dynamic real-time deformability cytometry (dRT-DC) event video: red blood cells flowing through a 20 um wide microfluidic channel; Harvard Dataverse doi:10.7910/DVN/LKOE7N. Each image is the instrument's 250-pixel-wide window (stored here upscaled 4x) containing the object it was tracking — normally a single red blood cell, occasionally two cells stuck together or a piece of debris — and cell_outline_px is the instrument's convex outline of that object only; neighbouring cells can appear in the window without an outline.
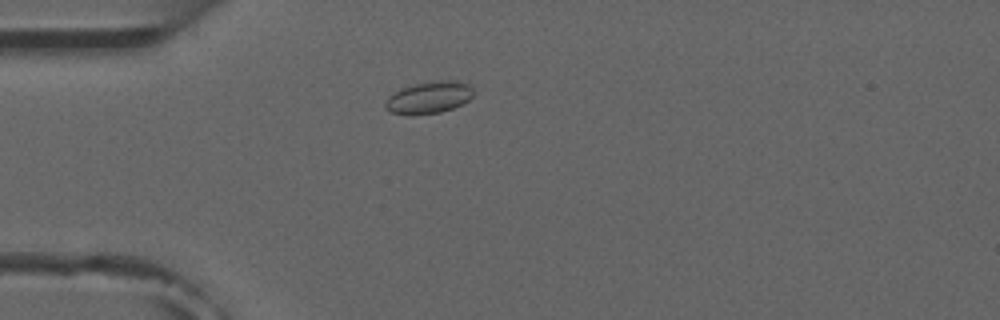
{"species": "common noctule bat (a hibernating species)", "species_latin": "Nyctalus noctula", "temperature_condition": "room temperature", "stored_images_in_passage": 3, "camera_frame_rate_fps": 3000, "um_per_image_px": 0.085, "animal": {"sex": "male", "forearm_length_mm": 52.5}, "frame": {"image": 1, "passage_image": 3, "time_ms": 2.0, "image_size_px": [1000, 320], "cell_outline_px": [[472, 96], [468, 100], [452, 108], [440, 112], [412, 116], [392, 112], [384, 108], [384, 104], [388, 96], [400, 88], [416, 84], [440, 80], [456, 80], [468, 84], [472, 88]], "centroid_in_image_um": [36.42, 8.29], "position_along_channel_um": 48.6, "area_um2": 16.42}}